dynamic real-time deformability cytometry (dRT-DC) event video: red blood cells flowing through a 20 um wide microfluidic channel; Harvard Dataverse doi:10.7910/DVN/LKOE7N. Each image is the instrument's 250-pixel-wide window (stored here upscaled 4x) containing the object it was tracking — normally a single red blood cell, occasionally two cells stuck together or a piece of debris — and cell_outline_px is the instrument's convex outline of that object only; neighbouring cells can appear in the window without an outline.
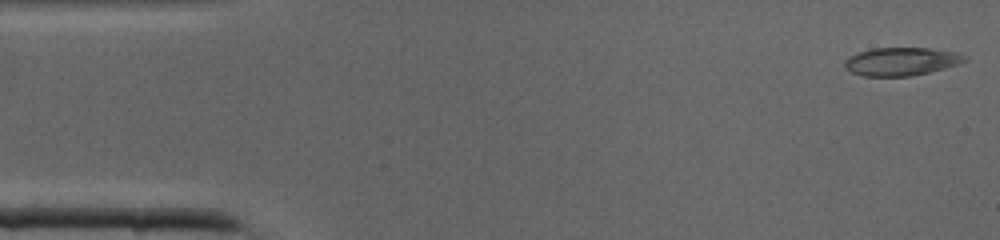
{"species": "common noctule bat (a hibernating species)", "species_latin": "Nyctalus noctula", "temperature_condition": "cold", "stored_images_in_passage": 40, "camera_frame_rate_fps": 3000, "um_per_image_px": 0.085, "animal": {"sex": "male", "body_mass_g": 19.0, "forearm_length_mm": 50.8}, "frame": {"image": 1, "passage_image": 1, "time_ms": 0.0, "image_size_px": [1000, 240], "cell_outline_px": [[968, 60], [944, 68], [912, 76], [864, 76], [852, 72], [844, 68], [844, 60], [848, 56], [872, 48], [928, 48], [960, 52], [968, 56]], "centroid_in_image_um": [76.62, 5.22], "position_along_channel_um": 8.4, "area_um2": 19.77}}
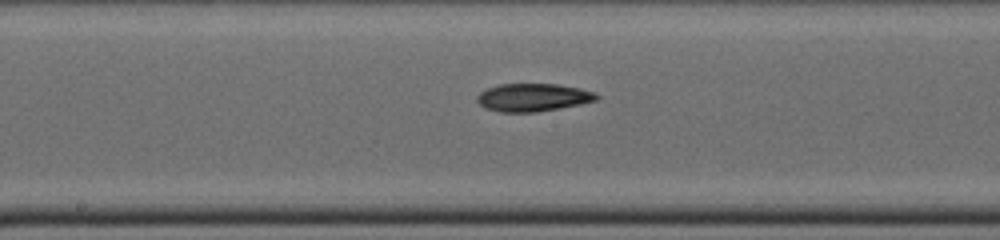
{"frame": {"image": 2, "passage_image": 20, "time_ms": 6.333, "image_size_px": [1000, 240], "cell_outline_px": [[600, 96], [596, 100], [580, 104], [560, 108], [536, 112], [500, 112], [484, 108], [476, 100], [476, 96], [480, 92], [488, 88], [500, 84], [556, 84], [580, 88], [596, 92]], "centroid_in_image_um": [45.3, 8.28], "position_along_channel_um": 202.9, "area_um2": 19.48}}
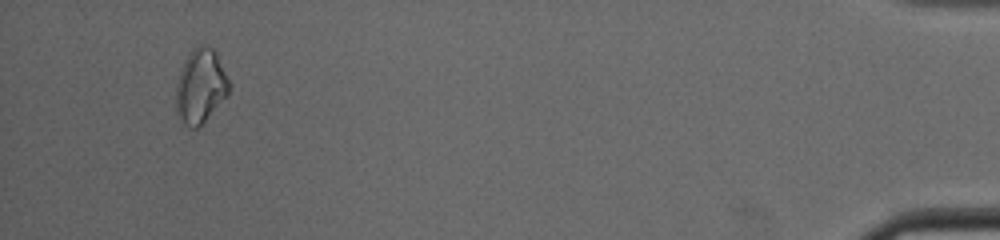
{"frame": {"image": 3, "passage_image": 38, "time_ms": 12.333, "image_size_px": [1000, 240], "cell_outline_px": [[232, 84], [228, 96], [196, 128], [192, 128], [184, 124], [180, 120], [176, 112], [176, 84], [184, 60], [188, 52], [196, 48], [216, 48]], "centroid_in_image_um": [17.08, 7.31], "position_along_channel_um": 418.1, "area_um2": 23.12}}